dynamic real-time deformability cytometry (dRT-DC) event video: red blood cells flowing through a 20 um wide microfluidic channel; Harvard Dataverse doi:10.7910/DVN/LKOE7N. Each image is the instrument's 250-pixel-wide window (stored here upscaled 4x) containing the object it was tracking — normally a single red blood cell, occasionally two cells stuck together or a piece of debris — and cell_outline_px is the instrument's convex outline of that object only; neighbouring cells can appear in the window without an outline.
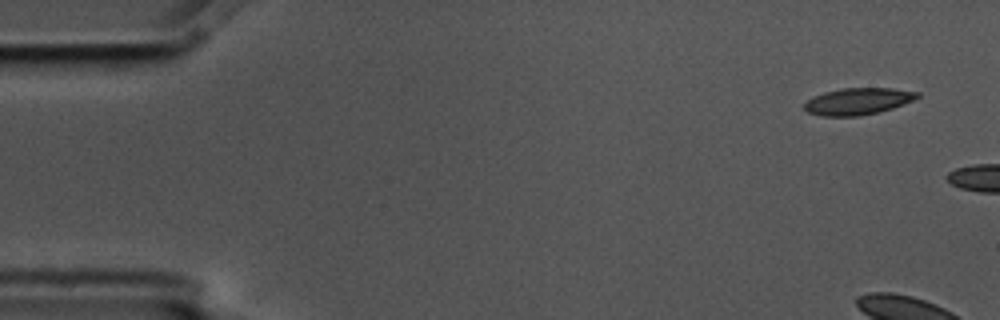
{"species": "common noctule bat (a hibernating species)", "species_latin": "Nyctalus noctula", "temperature_condition": "cold", "stored_images_in_passage": 2, "camera_frame_rate_fps": 3000, "um_per_image_px": 0.085, "animal": {"sex": "male", "body_mass_g": 17.5, "forearm_length_mm": 52.3}, "frame": {"image": 1, "passage_image": 1, "time_ms": 0.0, "image_size_px": [1000, 320], "cell_outline_px": [[920, 96], [904, 104], [880, 112], [860, 116], [820, 116], [808, 112], [804, 108], [804, 104], [812, 96], [824, 92], [840, 88], [892, 88], [920, 92]], "centroid_in_image_um": [72.92, 8.61], "position_along_channel_um": 12.1, "area_um2": 17.74}}